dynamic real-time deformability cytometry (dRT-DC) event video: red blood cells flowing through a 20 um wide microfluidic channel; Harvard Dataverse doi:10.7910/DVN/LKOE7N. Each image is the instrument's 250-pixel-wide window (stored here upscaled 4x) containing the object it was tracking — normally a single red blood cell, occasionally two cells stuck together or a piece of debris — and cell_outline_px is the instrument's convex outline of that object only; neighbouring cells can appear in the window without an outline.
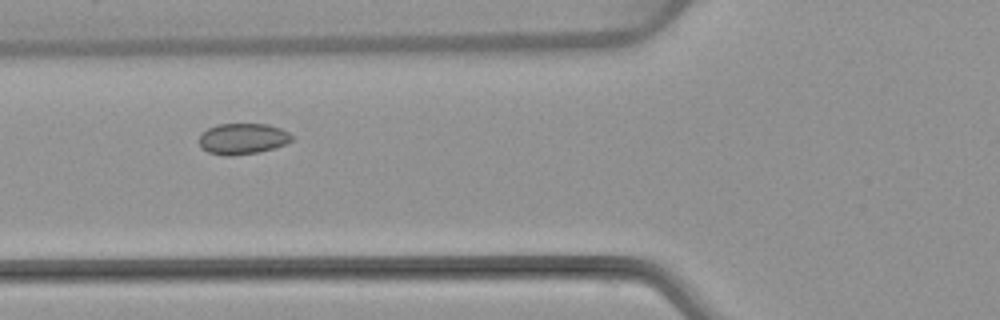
{"species": "common noctule bat (a hibernating species)", "species_latin": "Nyctalus noctula", "temperature_condition": "warm", "stored_images_in_passage": 3, "camera_frame_rate_fps": 3000, "um_per_image_px": 0.085, "animal": {"sex": "female", "body_mass_g": 22.7, "forearm_length_mm": 54.2}, "frame": {"image": 1, "passage_image": 2, "time_ms": 1.0, "image_size_px": [1000, 320], "cell_outline_px": [[292, 140], [284, 144], [272, 148], [256, 152], [232, 156], [224, 156], [208, 152], [200, 148], [200, 136], [208, 128], [216, 124], [268, 124], [280, 128], [288, 132], [292, 136]], "centroid_in_image_um": [20.6, 11.79], "position_along_channel_um": 105.2, "area_um2": 16.59}}
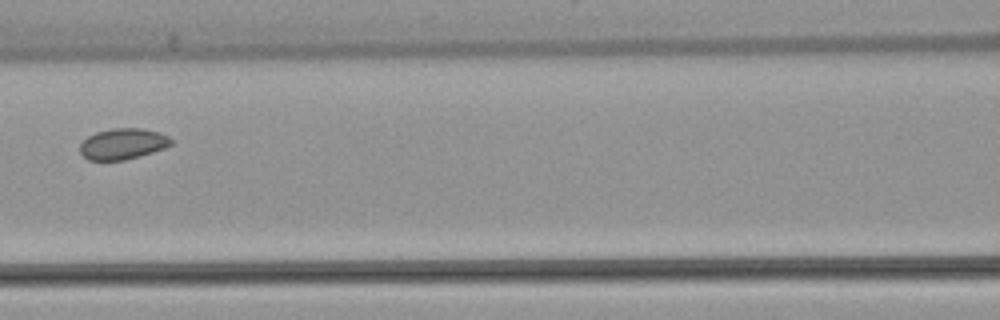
{"frame": {"image": 2, "passage_image": 3, "time_ms": 2.333, "image_size_px": [1000, 320], "cell_outline_px": [[172, 144], [164, 148], [140, 156], [124, 160], [88, 160], [80, 152], [80, 144], [88, 136], [96, 132], [112, 128], [140, 128], [160, 132], [168, 136], [172, 140]], "centroid_in_image_um": [10.44, 12.22], "position_along_channel_um": 156.2, "area_um2": 16.42}}